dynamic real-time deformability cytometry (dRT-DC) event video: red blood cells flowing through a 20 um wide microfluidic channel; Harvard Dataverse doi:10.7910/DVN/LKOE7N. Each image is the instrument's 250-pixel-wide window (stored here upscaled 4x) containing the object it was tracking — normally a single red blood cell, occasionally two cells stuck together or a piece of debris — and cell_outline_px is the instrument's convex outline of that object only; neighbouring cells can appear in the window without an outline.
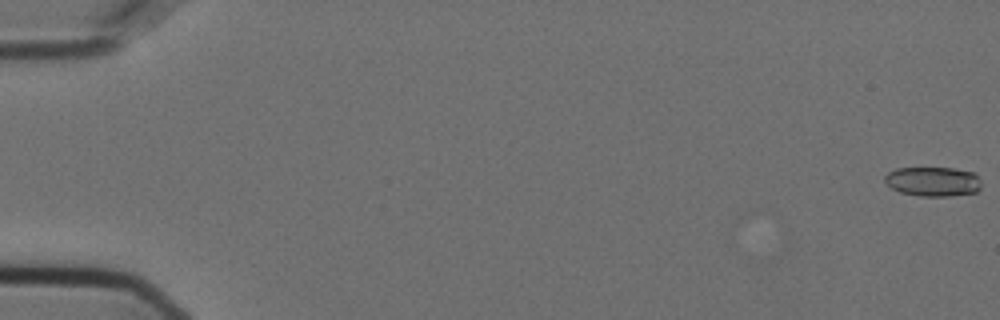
{"species": "Egyptian fruit bat (a non-hibernating species)", "species_latin": "Rousettus aegyptiacus", "temperature_condition": "cold", "stored_images_in_passage": 21, "camera_frame_rate_fps": 3000, "um_per_image_px": 0.085, "animal": {"sex": "female"}, "frame": {"image": 1, "passage_image": 1, "time_ms": 0.0, "image_size_px": [1000, 320], "cell_outline_px": [[980, 188], [976, 192], [948, 196], [920, 196], [900, 192], [892, 188], [884, 180], [884, 176], [888, 172], [896, 168], [956, 168], [972, 172], [980, 180]], "centroid_in_image_um": [79.29, 15.42], "position_along_channel_um": 5.7, "area_um2": 16.53}}
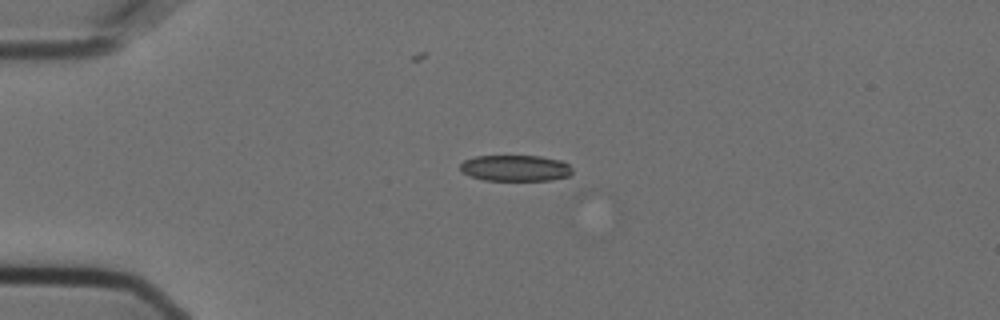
{"frame": {"image": 2, "passage_image": 15, "time_ms": 4.667, "image_size_px": [1000, 320], "cell_outline_px": [[572, 172], [568, 176], [552, 180], [484, 180], [472, 176], [464, 172], [460, 168], [460, 164], [464, 160], [476, 156], [540, 156], [560, 160], [568, 164], [572, 168]], "centroid_in_image_um": [43.83, 14.28], "position_along_channel_um": 41.2, "area_um2": 16.94}}